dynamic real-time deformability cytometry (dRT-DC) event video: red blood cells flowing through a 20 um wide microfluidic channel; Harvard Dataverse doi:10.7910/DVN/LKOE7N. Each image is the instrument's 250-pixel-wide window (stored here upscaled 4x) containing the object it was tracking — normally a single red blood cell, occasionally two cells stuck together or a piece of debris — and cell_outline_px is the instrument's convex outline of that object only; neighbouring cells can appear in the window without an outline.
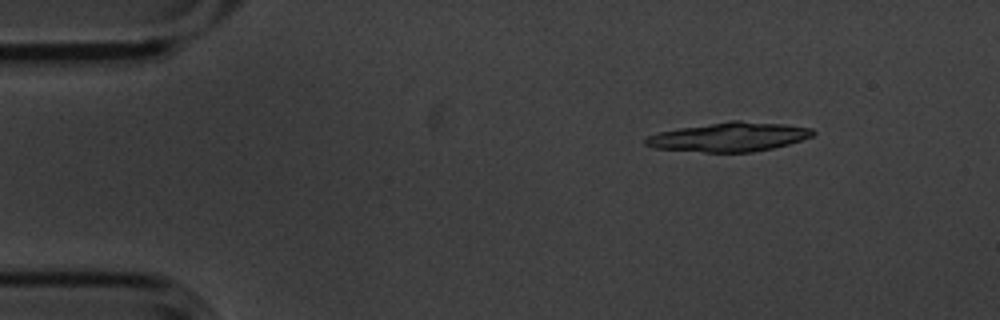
{"species": "common noctule bat (a hibernating species)", "species_latin": "Nyctalus noctula", "temperature_condition": "cold", "stored_images_in_passage": 4, "camera_frame_rate_fps": 3000, "um_per_image_px": 0.085, "animal": {"sex": "male", "body_mass_g": 20.1, "forearm_length_mm": 53.5}, "frame": {"image": 1, "passage_image": 2, "time_ms": 0.333, "image_size_px": [1000, 320], "cell_outline_px": [[816, 132], [812, 136], [788, 144], [772, 148], [752, 152], [704, 152], [652, 148], [644, 144], [644, 140], [648, 136], [660, 132], [680, 128], [732, 120], [740, 120], [784, 124], [812, 128]], "centroid_in_image_um": [61.98, 11.64], "position_along_channel_um": 23.0, "area_um2": 28.26}}